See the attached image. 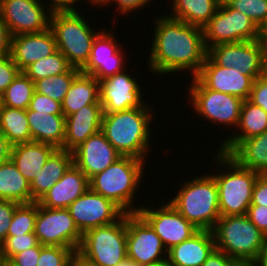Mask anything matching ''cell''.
Listing matches in <instances>:
<instances>
[{"label":"cell","mask_w":267,"mask_h":266,"mask_svg":"<svg viewBox=\"0 0 267 266\" xmlns=\"http://www.w3.org/2000/svg\"><path fill=\"white\" fill-rule=\"evenodd\" d=\"M154 19L152 44L147 66L155 75L183 73L195 77L207 57L202 28L167 16Z\"/></svg>","instance_id":"cell-1"},{"label":"cell","mask_w":267,"mask_h":266,"mask_svg":"<svg viewBox=\"0 0 267 266\" xmlns=\"http://www.w3.org/2000/svg\"><path fill=\"white\" fill-rule=\"evenodd\" d=\"M150 103L113 113H103L101 131L108 142L121 156H130L146 161L152 141L154 117ZM151 107V108H150Z\"/></svg>","instance_id":"cell-2"},{"label":"cell","mask_w":267,"mask_h":266,"mask_svg":"<svg viewBox=\"0 0 267 266\" xmlns=\"http://www.w3.org/2000/svg\"><path fill=\"white\" fill-rule=\"evenodd\" d=\"M146 161L130 156H121L101 173L89 180L90 189L112 200L125 213H137L135 199L143 183ZM135 203V204H134Z\"/></svg>","instance_id":"cell-3"},{"label":"cell","mask_w":267,"mask_h":266,"mask_svg":"<svg viewBox=\"0 0 267 266\" xmlns=\"http://www.w3.org/2000/svg\"><path fill=\"white\" fill-rule=\"evenodd\" d=\"M213 153L215 166L217 164L218 168L227 171L224 169L222 173L217 171L211 174L218 187L220 215H245L251 205L253 188L260 173L241 167L228 154L218 150Z\"/></svg>","instance_id":"cell-4"},{"label":"cell","mask_w":267,"mask_h":266,"mask_svg":"<svg viewBox=\"0 0 267 266\" xmlns=\"http://www.w3.org/2000/svg\"><path fill=\"white\" fill-rule=\"evenodd\" d=\"M178 189L168 202L199 230H212L221 215L211 173L184 180Z\"/></svg>","instance_id":"cell-5"},{"label":"cell","mask_w":267,"mask_h":266,"mask_svg":"<svg viewBox=\"0 0 267 266\" xmlns=\"http://www.w3.org/2000/svg\"><path fill=\"white\" fill-rule=\"evenodd\" d=\"M80 11H53L49 28L55 36L57 50L72 67L81 70L88 63L95 37L104 28L95 31Z\"/></svg>","instance_id":"cell-6"},{"label":"cell","mask_w":267,"mask_h":266,"mask_svg":"<svg viewBox=\"0 0 267 266\" xmlns=\"http://www.w3.org/2000/svg\"><path fill=\"white\" fill-rule=\"evenodd\" d=\"M211 231L216 249L237 261H257L267 238L246 214L220 216Z\"/></svg>","instance_id":"cell-7"},{"label":"cell","mask_w":267,"mask_h":266,"mask_svg":"<svg viewBox=\"0 0 267 266\" xmlns=\"http://www.w3.org/2000/svg\"><path fill=\"white\" fill-rule=\"evenodd\" d=\"M127 213L118 221L88 230L77 254L96 266H116L127 258Z\"/></svg>","instance_id":"cell-8"},{"label":"cell","mask_w":267,"mask_h":266,"mask_svg":"<svg viewBox=\"0 0 267 266\" xmlns=\"http://www.w3.org/2000/svg\"><path fill=\"white\" fill-rule=\"evenodd\" d=\"M190 79L192 80L186 89L189 90V104L197 118L199 116L211 124H220L227 129H229L228 126H233L236 129L244 100L234 95L207 89L196 77H190Z\"/></svg>","instance_id":"cell-9"},{"label":"cell","mask_w":267,"mask_h":266,"mask_svg":"<svg viewBox=\"0 0 267 266\" xmlns=\"http://www.w3.org/2000/svg\"><path fill=\"white\" fill-rule=\"evenodd\" d=\"M206 49L214 45L263 38L262 30L248 16L220 2L214 16L202 28Z\"/></svg>","instance_id":"cell-10"},{"label":"cell","mask_w":267,"mask_h":266,"mask_svg":"<svg viewBox=\"0 0 267 266\" xmlns=\"http://www.w3.org/2000/svg\"><path fill=\"white\" fill-rule=\"evenodd\" d=\"M207 56L215 64L236 68L246 76L265 74V38L214 45L207 49Z\"/></svg>","instance_id":"cell-11"},{"label":"cell","mask_w":267,"mask_h":266,"mask_svg":"<svg viewBox=\"0 0 267 266\" xmlns=\"http://www.w3.org/2000/svg\"><path fill=\"white\" fill-rule=\"evenodd\" d=\"M127 258L140 266L166 264L167 249L152 227L138 214L127 213Z\"/></svg>","instance_id":"cell-12"},{"label":"cell","mask_w":267,"mask_h":266,"mask_svg":"<svg viewBox=\"0 0 267 266\" xmlns=\"http://www.w3.org/2000/svg\"><path fill=\"white\" fill-rule=\"evenodd\" d=\"M34 233L43 246L68 247L76 253L82 241V234L67 208L52 209L38 204Z\"/></svg>","instance_id":"cell-13"},{"label":"cell","mask_w":267,"mask_h":266,"mask_svg":"<svg viewBox=\"0 0 267 266\" xmlns=\"http://www.w3.org/2000/svg\"><path fill=\"white\" fill-rule=\"evenodd\" d=\"M51 13L42 0H0V16L11 36L47 30Z\"/></svg>","instance_id":"cell-14"},{"label":"cell","mask_w":267,"mask_h":266,"mask_svg":"<svg viewBox=\"0 0 267 266\" xmlns=\"http://www.w3.org/2000/svg\"><path fill=\"white\" fill-rule=\"evenodd\" d=\"M166 203V204H164ZM148 207L141 203L138 214L152 227L161 238L164 247H171L189 239L199 229L181 215L170 202ZM143 204V206H142Z\"/></svg>","instance_id":"cell-15"},{"label":"cell","mask_w":267,"mask_h":266,"mask_svg":"<svg viewBox=\"0 0 267 266\" xmlns=\"http://www.w3.org/2000/svg\"><path fill=\"white\" fill-rule=\"evenodd\" d=\"M67 209L82 235L90 229L112 224L125 214L112 200L90 188Z\"/></svg>","instance_id":"cell-16"},{"label":"cell","mask_w":267,"mask_h":266,"mask_svg":"<svg viewBox=\"0 0 267 266\" xmlns=\"http://www.w3.org/2000/svg\"><path fill=\"white\" fill-rule=\"evenodd\" d=\"M126 69L100 82V103L103 113H113L142 107L144 101L141 84ZM143 97V98H142Z\"/></svg>","instance_id":"cell-17"},{"label":"cell","mask_w":267,"mask_h":266,"mask_svg":"<svg viewBox=\"0 0 267 266\" xmlns=\"http://www.w3.org/2000/svg\"><path fill=\"white\" fill-rule=\"evenodd\" d=\"M114 34L112 30L103 29L95 37L88 63L81 69L83 73L90 74L101 81L127 68L125 48L119 41L117 43Z\"/></svg>","instance_id":"cell-18"},{"label":"cell","mask_w":267,"mask_h":266,"mask_svg":"<svg viewBox=\"0 0 267 266\" xmlns=\"http://www.w3.org/2000/svg\"><path fill=\"white\" fill-rule=\"evenodd\" d=\"M207 89L249 99L253 82L260 76H246L240 70L215 64L208 56L195 76Z\"/></svg>","instance_id":"cell-19"},{"label":"cell","mask_w":267,"mask_h":266,"mask_svg":"<svg viewBox=\"0 0 267 266\" xmlns=\"http://www.w3.org/2000/svg\"><path fill=\"white\" fill-rule=\"evenodd\" d=\"M73 164L90 180L93 176L104 171L121 155L108 142L102 131L91 135L73 151Z\"/></svg>","instance_id":"cell-20"},{"label":"cell","mask_w":267,"mask_h":266,"mask_svg":"<svg viewBox=\"0 0 267 266\" xmlns=\"http://www.w3.org/2000/svg\"><path fill=\"white\" fill-rule=\"evenodd\" d=\"M57 51L55 36L50 28L39 33L20 34L11 37L10 55L23 72L29 65Z\"/></svg>","instance_id":"cell-21"},{"label":"cell","mask_w":267,"mask_h":266,"mask_svg":"<svg viewBox=\"0 0 267 266\" xmlns=\"http://www.w3.org/2000/svg\"><path fill=\"white\" fill-rule=\"evenodd\" d=\"M89 188V179L72 164L37 203L45 208L65 209Z\"/></svg>","instance_id":"cell-22"},{"label":"cell","mask_w":267,"mask_h":266,"mask_svg":"<svg viewBox=\"0 0 267 266\" xmlns=\"http://www.w3.org/2000/svg\"><path fill=\"white\" fill-rule=\"evenodd\" d=\"M216 249L211 230H198L189 239L167 250L166 266H202Z\"/></svg>","instance_id":"cell-23"},{"label":"cell","mask_w":267,"mask_h":266,"mask_svg":"<svg viewBox=\"0 0 267 266\" xmlns=\"http://www.w3.org/2000/svg\"><path fill=\"white\" fill-rule=\"evenodd\" d=\"M103 109L101 104H91L65 117L63 150L72 152L91 135L101 131Z\"/></svg>","instance_id":"cell-24"},{"label":"cell","mask_w":267,"mask_h":266,"mask_svg":"<svg viewBox=\"0 0 267 266\" xmlns=\"http://www.w3.org/2000/svg\"><path fill=\"white\" fill-rule=\"evenodd\" d=\"M232 131H234L232 136L231 134L228 137L225 136L226 138L223 139L218 151L229 154L242 140L261 135L267 131V113L248 99L244 100L238 126Z\"/></svg>","instance_id":"cell-25"},{"label":"cell","mask_w":267,"mask_h":266,"mask_svg":"<svg viewBox=\"0 0 267 266\" xmlns=\"http://www.w3.org/2000/svg\"><path fill=\"white\" fill-rule=\"evenodd\" d=\"M55 150L50 144L36 141L19 143L12 146L10 159L30 184Z\"/></svg>","instance_id":"cell-26"},{"label":"cell","mask_w":267,"mask_h":266,"mask_svg":"<svg viewBox=\"0 0 267 266\" xmlns=\"http://www.w3.org/2000/svg\"><path fill=\"white\" fill-rule=\"evenodd\" d=\"M27 118L32 141L63 149L66 128L63 114H47L27 108Z\"/></svg>","instance_id":"cell-27"},{"label":"cell","mask_w":267,"mask_h":266,"mask_svg":"<svg viewBox=\"0 0 267 266\" xmlns=\"http://www.w3.org/2000/svg\"><path fill=\"white\" fill-rule=\"evenodd\" d=\"M72 164V152L56 149L47 159L37 177L30 183L32 200L38 202L44 194L62 178Z\"/></svg>","instance_id":"cell-28"},{"label":"cell","mask_w":267,"mask_h":266,"mask_svg":"<svg viewBox=\"0 0 267 266\" xmlns=\"http://www.w3.org/2000/svg\"><path fill=\"white\" fill-rule=\"evenodd\" d=\"M61 104L65 117L87 105L101 104L100 82L94 76L81 71L74 78Z\"/></svg>","instance_id":"cell-29"},{"label":"cell","mask_w":267,"mask_h":266,"mask_svg":"<svg viewBox=\"0 0 267 266\" xmlns=\"http://www.w3.org/2000/svg\"><path fill=\"white\" fill-rule=\"evenodd\" d=\"M228 155L241 167L267 174V131L242 140Z\"/></svg>","instance_id":"cell-30"},{"label":"cell","mask_w":267,"mask_h":266,"mask_svg":"<svg viewBox=\"0 0 267 266\" xmlns=\"http://www.w3.org/2000/svg\"><path fill=\"white\" fill-rule=\"evenodd\" d=\"M167 16L203 28L214 16L221 0H171ZM172 9V10H171Z\"/></svg>","instance_id":"cell-31"},{"label":"cell","mask_w":267,"mask_h":266,"mask_svg":"<svg viewBox=\"0 0 267 266\" xmlns=\"http://www.w3.org/2000/svg\"><path fill=\"white\" fill-rule=\"evenodd\" d=\"M0 199L19 204L33 203L29 182L10 160L0 164Z\"/></svg>","instance_id":"cell-32"},{"label":"cell","mask_w":267,"mask_h":266,"mask_svg":"<svg viewBox=\"0 0 267 266\" xmlns=\"http://www.w3.org/2000/svg\"><path fill=\"white\" fill-rule=\"evenodd\" d=\"M0 131L13 146L19 143L31 142L30 126L27 118V109L0 108Z\"/></svg>","instance_id":"cell-33"},{"label":"cell","mask_w":267,"mask_h":266,"mask_svg":"<svg viewBox=\"0 0 267 266\" xmlns=\"http://www.w3.org/2000/svg\"><path fill=\"white\" fill-rule=\"evenodd\" d=\"M35 92L34 82L20 72L2 95V106L26 110Z\"/></svg>","instance_id":"cell-34"},{"label":"cell","mask_w":267,"mask_h":266,"mask_svg":"<svg viewBox=\"0 0 267 266\" xmlns=\"http://www.w3.org/2000/svg\"><path fill=\"white\" fill-rule=\"evenodd\" d=\"M80 72V69L71 67L62 74L39 79L34 82L35 92L62 103L74 78Z\"/></svg>","instance_id":"cell-35"},{"label":"cell","mask_w":267,"mask_h":266,"mask_svg":"<svg viewBox=\"0 0 267 266\" xmlns=\"http://www.w3.org/2000/svg\"><path fill=\"white\" fill-rule=\"evenodd\" d=\"M71 67L67 58L57 50L52 55L29 65L23 72L35 82L42 78L67 72Z\"/></svg>","instance_id":"cell-36"},{"label":"cell","mask_w":267,"mask_h":266,"mask_svg":"<svg viewBox=\"0 0 267 266\" xmlns=\"http://www.w3.org/2000/svg\"><path fill=\"white\" fill-rule=\"evenodd\" d=\"M38 203L19 204L13 214L7 236L24 235L35 232Z\"/></svg>","instance_id":"cell-37"},{"label":"cell","mask_w":267,"mask_h":266,"mask_svg":"<svg viewBox=\"0 0 267 266\" xmlns=\"http://www.w3.org/2000/svg\"><path fill=\"white\" fill-rule=\"evenodd\" d=\"M230 8L252 19L263 30L267 26V0H223Z\"/></svg>","instance_id":"cell-38"},{"label":"cell","mask_w":267,"mask_h":266,"mask_svg":"<svg viewBox=\"0 0 267 266\" xmlns=\"http://www.w3.org/2000/svg\"><path fill=\"white\" fill-rule=\"evenodd\" d=\"M76 252L63 246H44L40 251L37 266H70Z\"/></svg>","instance_id":"cell-39"},{"label":"cell","mask_w":267,"mask_h":266,"mask_svg":"<svg viewBox=\"0 0 267 266\" xmlns=\"http://www.w3.org/2000/svg\"><path fill=\"white\" fill-rule=\"evenodd\" d=\"M39 244L35 233L7 236L2 241V253L4 259L9 260L13 255Z\"/></svg>","instance_id":"cell-40"},{"label":"cell","mask_w":267,"mask_h":266,"mask_svg":"<svg viewBox=\"0 0 267 266\" xmlns=\"http://www.w3.org/2000/svg\"><path fill=\"white\" fill-rule=\"evenodd\" d=\"M28 108L33 111L47 114H63L62 104L59 101L53 100L52 98L38 92H34Z\"/></svg>","instance_id":"cell-41"},{"label":"cell","mask_w":267,"mask_h":266,"mask_svg":"<svg viewBox=\"0 0 267 266\" xmlns=\"http://www.w3.org/2000/svg\"><path fill=\"white\" fill-rule=\"evenodd\" d=\"M21 72L13 62L11 55L0 57V94H2L12 81Z\"/></svg>","instance_id":"cell-42"},{"label":"cell","mask_w":267,"mask_h":266,"mask_svg":"<svg viewBox=\"0 0 267 266\" xmlns=\"http://www.w3.org/2000/svg\"><path fill=\"white\" fill-rule=\"evenodd\" d=\"M256 106H260L267 113V74L256 78L253 82L248 99Z\"/></svg>","instance_id":"cell-43"},{"label":"cell","mask_w":267,"mask_h":266,"mask_svg":"<svg viewBox=\"0 0 267 266\" xmlns=\"http://www.w3.org/2000/svg\"><path fill=\"white\" fill-rule=\"evenodd\" d=\"M19 203L10 200L0 199V241L2 242L7 237V232L14 214V211Z\"/></svg>","instance_id":"cell-44"},{"label":"cell","mask_w":267,"mask_h":266,"mask_svg":"<svg viewBox=\"0 0 267 266\" xmlns=\"http://www.w3.org/2000/svg\"><path fill=\"white\" fill-rule=\"evenodd\" d=\"M43 247L44 246L39 243L35 247L28 248L13 255L9 261L16 266H37L40 251Z\"/></svg>","instance_id":"cell-45"},{"label":"cell","mask_w":267,"mask_h":266,"mask_svg":"<svg viewBox=\"0 0 267 266\" xmlns=\"http://www.w3.org/2000/svg\"><path fill=\"white\" fill-rule=\"evenodd\" d=\"M249 220L267 237V206L250 205L247 213Z\"/></svg>","instance_id":"cell-46"},{"label":"cell","mask_w":267,"mask_h":266,"mask_svg":"<svg viewBox=\"0 0 267 266\" xmlns=\"http://www.w3.org/2000/svg\"><path fill=\"white\" fill-rule=\"evenodd\" d=\"M154 0H112L108 5L111 6L112 2L116 5V12H118V15H126L132 14L143 8H146L151 4V2Z\"/></svg>","instance_id":"cell-47"},{"label":"cell","mask_w":267,"mask_h":266,"mask_svg":"<svg viewBox=\"0 0 267 266\" xmlns=\"http://www.w3.org/2000/svg\"><path fill=\"white\" fill-rule=\"evenodd\" d=\"M251 205L267 206V174H260L255 182Z\"/></svg>","instance_id":"cell-48"},{"label":"cell","mask_w":267,"mask_h":266,"mask_svg":"<svg viewBox=\"0 0 267 266\" xmlns=\"http://www.w3.org/2000/svg\"><path fill=\"white\" fill-rule=\"evenodd\" d=\"M237 260L215 249L203 262L202 266H233Z\"/></svg>","instance_id":"cell-49"},{"label":"cell","mask_w":267,"mask_h":266,"mask_svg":"<svg viewBox=\"0 0 267 266\" xmlns=\"http://www.w3.org/2000/svg\"><path fill=\"white\" fill-rule=\"evenodd\" d=\"M11 34L5 22L0 16V57L7 56L11 52Z\"/></svg>","instance_id":"cell-50"},{"label":"cell","mask_w":267,"mask_h":266,"mask_svg":"<svg viewBox=\"0 0 267 266\" xmlns=\"http://www.w3.org/2000/svg\"><path fill=\"white\" fill-rule=\"evenodd\" d=\"M50 10L53 11H78L75 4L80 5L81 0H46ZM80 1V2H79ZM84 1V0H82ZM87 2V0H85ZM77 7V9H76Z\"/></svg>","instance_id":"cell-51"},{"label":"cell","mask_w":267,"mask_h":266,"mask_svg":"<svg viewBox=\"0 0 267 266\" xmlns=\"http://www.w3.org/2000/svg\"><path fill=\"white\" fill-rule=\"evenodd\" d=\"M12 145L8 142V139L0 131V164L10 160Z\"/></svg>","instance_id":"cell-52"},{"label":"cell","mask_w":267,"mask_h":266,"mask_svg":"<svg viewBox=\"0 0 267 266\" xmlns=\"http://www.w3.org/2000/svg\"><path fill=\"white\" fill-rule=\"evenodd\" d=\"M70 266H96V265L89 263L76 253L70 262Z\"/></svg>","instance_id":"cell-53"},{"label":"cell","mask_w":267,"mask_h":266,"mask_svg":"<svg viewBox=\"0 0 267 266\" xmlns=\"http://www.w3.org/2000/svg\"><path fill=\"white\" fill-rule=\"evenodd\" d=\"M257 262L260 266H267V238Z\"/></svg>","instance_id":"cell-54"},{"label":"cell","mask_w":267,"mask_h":266,"mask_svg":"<svg viewBox=\"0 0 267 266\" xmlns=\"http://www.w3.org/2000/svg\"><path fill=\"white\" fill-rule=\"evenodd\" d=\"M112 0H87V2H89V4L92 6H94L93 8H95V6L97 7H99L100 8V6L102 7H106L110 2H111Z\"/></svg>","instance_id":"cell-55"},{"label":"cell","mask_w":267,"mask_h":266,"mask_svg":"<svg viewBox=\"0 0 267 266\" xmlns=\"http://www.w3.org/2000/svg\"><path fill=\"white\" fill-rule=\"evenodd\" d=\"M233 266H260L257 261H236Z\"/></svg>","instance_id":"cell-56"},{"label":"cell","mask_w":267,"mask_h":266,"mask_svg":"<svg viewBox=\"0 0 267 266\" xmlns=\"http://www.w3.org/2000/svg\"><path fill=\"white\" fill-rule=\"evenodd\" d=\"M116 266H140V265L137 264L135 261H133L129 258H126L125 260H123L122 262L117 264Z\"/></svg>","instance_id":"cell-57"},{"label":"cell","mask_w":267,"mask_h":266,"mask_svg":"<svg viewBox=\"0 0 267 266\" xmlns=\"http://www.w3.org/2000/svg\"><path fill=\"white\" fill-rule=\"evenodd\" d=\"M0 266H16V265H14L12 262H10V261L7 260V259H4V260L0 263Z\"/></svg>","instance_id":"cell-58"},{"label":"cell","mask_w":267,"mask_h":266,"mask_svg":"<svg viewBox=\"0 0 267 266\" xmlns=\"http://www.w3.org/2000/svg\"><path fill=\"white\" fill-rule=\"evenodd\" d=\"M265 73L267 74V39H265Z\"/></svg>","instance_id":"cell-59"},{"label":"cell","mask_w":267,"mask_h":266,"mask_svg":"<svg viewBox=\"0 0 267 266\" xmlns=\"http://www.w3.org/2000/svg\"><path fill=\"white\" fill-rule=\"evenodd\" d=\"M4 260L3 253H2V242L0 241V263Z\"/></svg>","instance_id":"cell-60"},{"label":"cell","mask_w":267,"mask_h":266,"mask_svg":"<svg viewBox=\"0 0 267 266\" xmlns=\"http://www.w3.org/2000/svg\"><path fill=\"white\" fill-rule=\"evenodd\" d=\"M263 38L267 39V26L262 30Z\"/></svg>","instance_id":"cell-61"},{"label":"cell","mask_w":267,"mask_h":266,"mask_svg":"<svg viewBox=\"0 0 267 266\" xmlns=\"http://www.w3.org/2000/svg\"><path fill=\"white\" fill-rule=\"evenodd\" d=\"M2 107V95L0 94V108Z\"/></svg>","instance_id":"cell-62"}]
</instances>
